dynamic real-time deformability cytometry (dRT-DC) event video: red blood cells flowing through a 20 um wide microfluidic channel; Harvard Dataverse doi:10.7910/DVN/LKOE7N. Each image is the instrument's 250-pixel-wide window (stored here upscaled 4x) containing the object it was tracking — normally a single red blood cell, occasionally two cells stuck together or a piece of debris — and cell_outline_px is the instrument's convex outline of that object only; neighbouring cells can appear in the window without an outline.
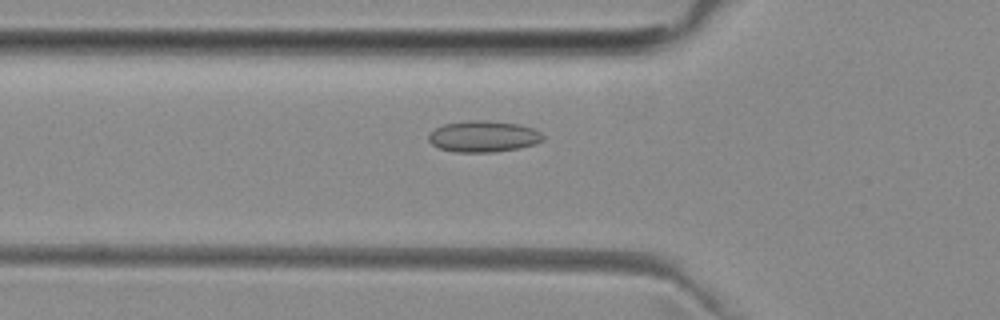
{"species": "common noctule bat (a hibernating species)", "species_latin": "Nyctalus noctula", "temperature_condition": "room temperature", "stored_images_in_passage": 51, "camera_frame_rate_fps": 3000, "um_per_image_px": 0.085, "animal": {"sex": "female", "body_mass_g": 29.2, "forearm_length_mm": 56.3}, "frame": {"image": 1, "passage_image": 17, "time_ms": 5.333, "image_size_px": [1000, 320], "cell_outline_px": [[544, 140], [536, 144], [520, 148], [492, 152], [456, 152], [440, 148], [432, 144], [428, 140], [428, 132], [444, 124], [468, 120], [488, 120], [520, 124], [532, 128], [540, 132], [544, 136]], "centroid_in_image_um": [41.1, 11.59], "position_along_channel_um": 84.7, "area_um2": 21.04}}
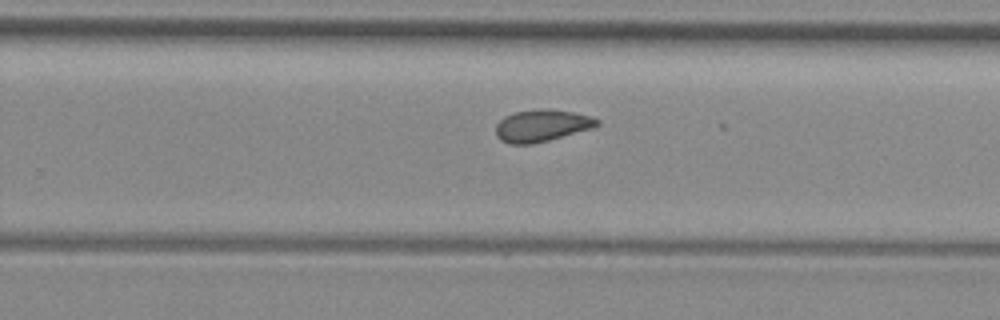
{"frame": {"image": 2, "passage_image": 32, "time_ms": 10.333, "image_size_px": [1000, 320], "cell_outline_px": [[600, 124], [592, 128], [548, 140], [532, 144], [508, 144], [500, 140], [496, 136], [496, 124], [504, 116], [516, 112], [544, 108], [552, 108], [592, 116], [600, 120]], "centroid_in_image_um": [46.05, 10.67], "position_along_channel_um": 283.8, "area_um2": 18.96}}
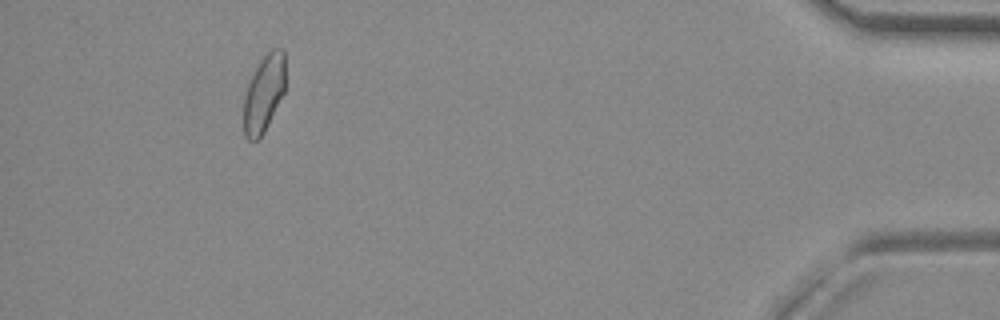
{"frame": {"image": 3, "passage_image": 47, "time_ms": 15.333, "image_size_px": [1000, 320], "cell_outline_px": [[284, 92], [264, 132], [256, 140], [248, 140], [244, 136], [244, 96], [248, 84], [260, 60], [272, 48], [284, 48]], "centroid_in_image_um": [22.42, 7.94], "position_along_channel_um": 412.8, "area_um2": 18.44}, "authors_computed_cell_mechanics": {"area_um2": 19.363, "velocity_mm_per_s": 3.9834, "shape_relaxation_time_tau1_ms": null, "shape_relaxation_time_tau2_ms": 2.227, "deformation_change_tau1": null, "deformation_change_tau2": 0.0795}}